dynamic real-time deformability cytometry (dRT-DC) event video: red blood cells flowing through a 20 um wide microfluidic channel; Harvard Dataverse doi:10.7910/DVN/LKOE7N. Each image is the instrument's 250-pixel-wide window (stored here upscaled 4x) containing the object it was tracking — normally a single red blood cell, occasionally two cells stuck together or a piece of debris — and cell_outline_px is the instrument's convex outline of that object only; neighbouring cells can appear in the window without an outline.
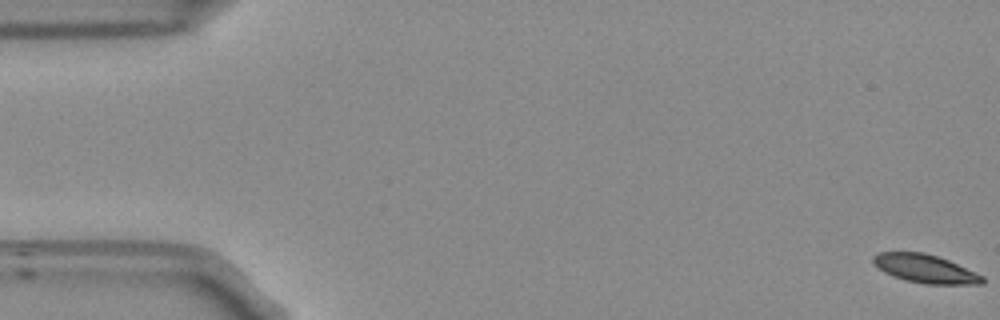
{"species": "Egyptian fruit bat (a non-hibernating species)", "species_latin": "Rousettus aegyptiacus", "temperature_condition": "room temperature", "stored_images_in_passage": 55, "camera_frame_rate_fps": 3000, "um_per_image_px": 0.085, "frame": {"image": 1, "passage_image": 1, "time_ms": 0.0, "image_size_px": [1000, 320], "cell_outline_px": [[984, 284], [924, 284], [904, 280], [892, 276], [884, 272], [872, 260], [872, 256], [880, 252], [924, 252], [948, 260], [984, 276]], "centroid_in_image_um": [78.65, 22.85], "position_along_channel_um": 6.4, "area_um2": 17.98}}
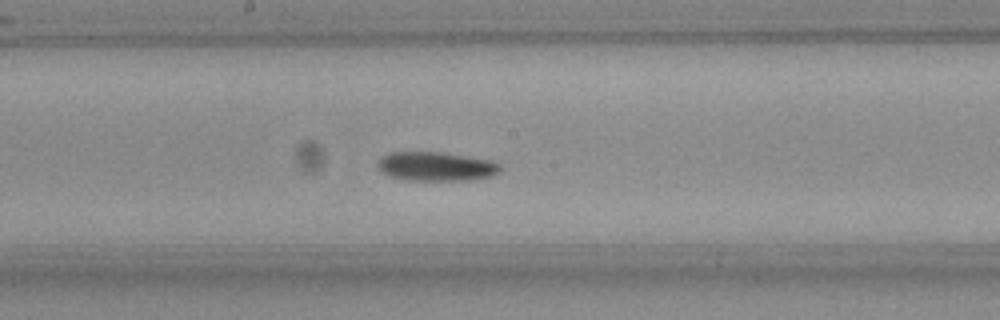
{"frame": {"image": 2, "passage_image": 29, "time_ms": 9.333, "image_size_px": [1000, 320], "cell_outline_px": [[500, 168], [492, 176], [472, 180], [404, 180], [392, 176], [384, 172], [376, 164], [380, 156], [392, 152], [440, 152], [492, 160], [500, 164]], "centroid_in_image_um": [37.06, 14.14], "position_along_channel_um": 211.1, "area_um2": 20.63}}
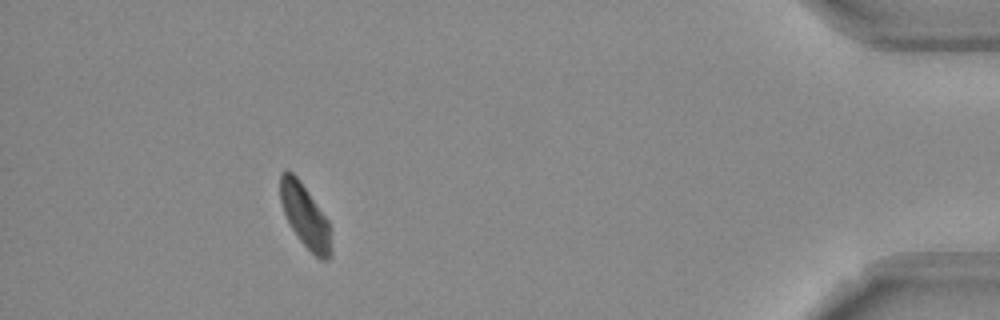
{"frame": {"image": 3, "passage_image": 50, "time_ms": 16.333, "image_size_px": [1000, 320], "cell_outline_px": [[332, 256], [328, 260], [320, 260], [300, 240], [292, 228], [284, 212], [280, 200], [280, 172], [292, 172], [300, 180], [328, 220], [332, 252]], "centroid_in_image_um": [25.95, 18.37], "position_along_channel_um": 409.3, "area_um2": 18.44}, "authors_computed_cell_mechanics": {"area_um2": 19.5942, "velocity_mm_per_s": 3.7087, "shape_relaxation_time_tau1_ms": 5.2429, "shape_relaxation_time_tau2_ms": null, "deformation_change_tau1": 0.1196, "deformation_change_tau2": null}}